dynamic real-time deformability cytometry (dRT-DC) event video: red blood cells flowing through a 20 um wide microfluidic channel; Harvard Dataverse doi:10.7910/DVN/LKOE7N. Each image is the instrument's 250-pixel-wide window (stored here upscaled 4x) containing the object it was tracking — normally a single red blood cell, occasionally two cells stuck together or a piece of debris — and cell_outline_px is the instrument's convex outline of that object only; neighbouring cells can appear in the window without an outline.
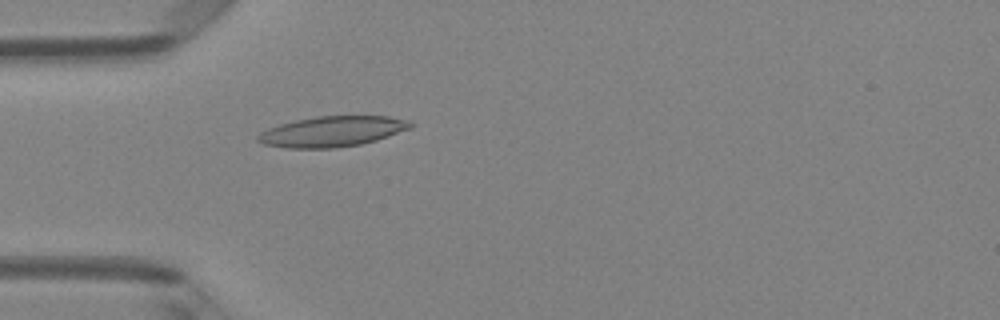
{"species": "Egyptian fruit bat (a non-hibernating species)", "species_latin": "Rousettus aegyptiacus", "temperature_condition": "room temperature", "stored_images_in_passage": 49, "camera_frame_rate_fps": 3000, "um_per_image_px": 0.085, "animal": {"sex": "female"}, "frame": {"image": 1, "passage_image": 15, "time_ms": 4.667, "image_size_px": [1000, 320], "cell_outline_px": [[412, 128], [376, 140], [360, 144], [332, 148], [284, 148], [264, 144], [256, 140], [256, 136], [260, 132], [268, 128], [280, 124], [296, 120], [316, 116], [388, 116], [404, 120], [412, 124]], "centroid_in_image_um": [28.18, 11.18], "position_along_channel_um": 56.8, "area_um2": 26.93}}
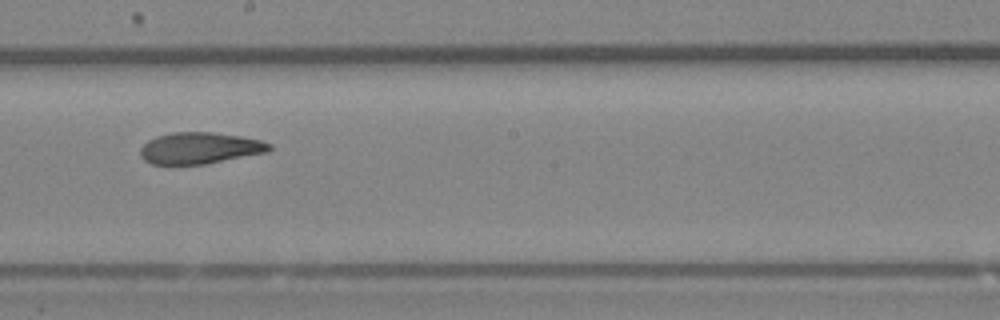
{"frame": {"image": 2, "passage_image": 28, "time_ms": 9.0, "image_size_px": [1000, 320], "cell_outline_px": [[272, 148], [268, 152], [204, 164], [152, 164], [144, 160], [140, 156], [140, 148], [148, 140], [156, 136], [172, 132], [212, 132], [240, 136], [260, 140], [272, 144]], "centroid_in_image_um": [16.97, 12.58], "position_along_channel_um": 231.2, "area_um2": 23.64}}
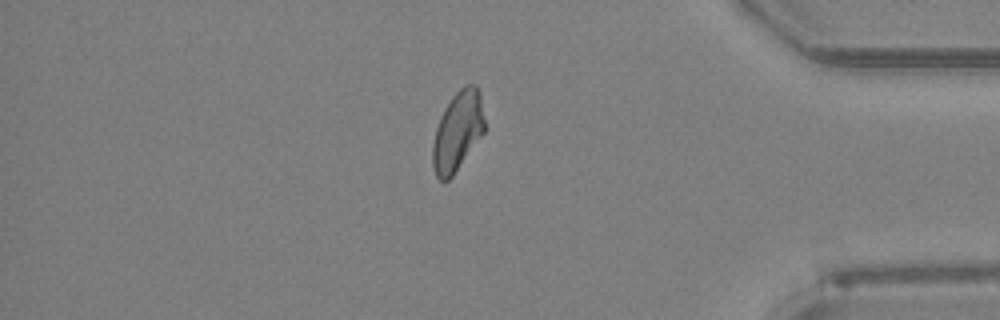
{"frame": {"image": 3, "passage_image": 42, "time_ms": 13.667, "image_size_px": [1000, 320], "cell_outline_px": [[484, 132], [452, 176], [448, 180], [440, 180], [436, 176], [432, 164], [432, 144], [436, 128], [440, 116], [444, 108], [452, 96], [464, 84], [476, 84], [480, 92], [484, 120]], "centroid_in_image_um": [38.88, 11.13], "position_along_channel_um": 396.3, "area_um2": 23.93}, "authors_computed_cell_mechanics": {"area_um2": 24.4494, "velocity_mm_per_s": 4.1492, "shape_relaxation_time_tau1_ms": 7.6894, "shape_relaxation_time_tau2_ms": 2.771, "deformation_change_tau1": 0.1967, "deformation_change_tau2": 0.0991}}